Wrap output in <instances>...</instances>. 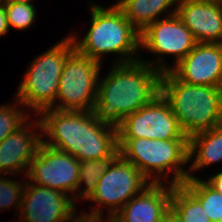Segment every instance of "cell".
Wrapping results in <instances>:
<instances>
[{"label":"cell","instance_id":"1","mask_svg":"<svg viewBox=\"0 0 222 222\" xmlns=\"http://www.w3.org/2000/svg\"><path fill=\"white\" fill-rule=\"evenodd\" d=\"M42 143L78 161L99 160L118 149V129L100 122L92 111L48 108L38 114Z\"/></svg>","mask_w":222,"mask_h":222},{"label":"cell","instance_id":"2","mask_svg":"<svg viewBox=\"0 0 222 222\" xmlns=\"http://www.w3.org/2000/svg\"><path fill=\"white\" fill-rule=\"evenodd\" d=\"M108 70L99 78L93 112L100 122L118 128L126 116L160 94L162 72L141 60L112 63Z\"/></svg>","mask_w":222,"mask_h":222},{"label":"cell","instance_id":"3","mask_svg":"<svg viewBox=\"0 0 222 222\" xmlns=\"http://www.w3.org/2000/svg\"><path fill=\"white\" fill-rule=\"evenodd\" d=\"M88 5L91 24L87 33L82 39L77 33L69 34L75 50L101 64L104 56L110 54L117 55L113 64L139 60L140 32L126 19L122 10L115 3L104 7L92 1Z\"/></svg>","mask_w":222,"mask_h":222},{"label":"cell","instance_id":"4","mask_svg":"<svg viewBox=\"0 0 222 222\" xmlns=\"http://www.w3.org/2000/svg\"><path fill=\"white\" fill-rule=\"evenodd\" d=\"M160 94L169 103L188 139L222 125L221 87L190 85L166 71L161 75Z\"/></svg>","mask_w":222,"mask_h":222},{"label":"cell","instance_id":"5","mask_svg":"<svg viewBox=\"0 0 222 222\" xmlns=\"http://www.w3.org/2000/svg\"><path fill=\"white\" fill-rule=\"evenodd\" d=\"M118 148L151 183L178 185L188 179L189 139L118 138Z\"/></svg>","mask_w":222,"mask_h":222},{"label":"cell","instance_id":"6","mask_svg":"<svg viewBox=\"0 0 222 222\" xmlns=\"http://www.w3.org/2000/svg\"><path fill=\"white\" fill-rule=\"evenodd\" d=\"M74 50L73 40L67 34L30 62L15 92V98L28 111L30 108L38 115L55 104L65 60Z\"/></svg>","mask_w":222,"mask_h":222},{"label":"cell","instance_id":"7","mask_svg":"<svg viewBox=\"0 0 222 222\" xmlns=\"http://www.w3.org/2000/svg\"><path fill=\"white\" fill-rule=\"evenodd\" d=\"M150 184L136 166L119 155L99 178L94 193L88 199L95 204L92 207L94 209L79 214L93 220H110L131 198ZM102 207H108L106 218L103 215L107 212Z\"/></svg>","mask_w":222,"mask_h":222},{"label":"cell","instance_id":"8","mask_svg":"<svg viewBox=\"0 0 222 222\" xmlns=\"http://www.w3.org/2000/svg\"><path fill=\"white\" fill-rule=\"evenodd\" d=\"M99 61L74 50L65 60L59 80L56 110L92 111L95 107L99 77ZM101 74V75H99Z\"/></svg>","mask_w":222,"mask_h":222},{"label":"cell","instance_id":"9","mask_svg":"<svg viewBox=\"0 0 222 222\" xmlns=\"http://www.w3.org/2000/svg\"><path fill=\"white\" fill-rule=\"evenodd\" d=\"M197 44L192 32L184 25L177 14L167 16L150 24L140 33V48L154 54L155 60L139 59L161 72L170 71ZM174 58L173 64H167L168 58ZM158 56V57H157ZM166 60V61H165ZM165 61V62H164Z\"/></svg>","mask_w":222,"mask_h":222},{"label":"cell","instance_id":"10","mask_svg":"<svg viewBox=\"0 0 222 222\" xmlns=\"http://www.w3.org/2000/svg\"><path fill=\"white\" fill-rule=\"evenodd\" d=\"M26 177L30 183L69 195L75 203L79 161L71 154L41 143L31 160Z\"/></svg>","mask_w":222,"mask_h":222},{"label":"cell","instance_id":"11","mask_svg":"<svg viewBox=\"0 0 222 222\" xmlns=\"http://www.w3.org/2000/svg\"><path fill=\"white\" fill-rule=\"evenodd\" d=\"M117 129L118 138L188 139L161 94L151 103L126 116Z\"/></svg>","mask_w":222,"mask_h":222},{"label":"cell","instance_id":"12","mask_svg":"<svg viewBox=\"0 0 222 222\" xmlns=\"http://www.w3.org/2000/svg\"><path fill=\"white\" fill-rule=\"evenodd\" d=\"M76 205L69 195L27 179L17 222H70L79 214Z\"/></svg>","mask_w":222,"mask_h":222},{"label":"cell","instance_id":"13","mask_svg":"<svg viewBox=\"0 0 222 222\" xmlns=\"http://www.w3.org/2000/svg\"><path fill=\"white\" fill-rule=\"evenodd\" d=\"M36 118L33 122L32 117L29 118L0 143V174L9 177L21 172L26 177L31 160L42 143L41 122L38 115Z\"/></svg>","mask_w":222,"mask_h":222},{"label":"cell","instance_id":"14","mask_svg":"<svg viewBox=\"0 0 222 222\" xmlns=\"http://www.w3.org/2000/svg\"><path fill=\"white\" fill-rule=\"evenodd\" d=\"M170 71L190 85L222 88V43H197Z\"/></svg>","mask_w":222,"mask_h":222},{"label":"cell","instance_id":"15","mask_svg":"<svg viewBox=\"0 0 222 222\" xmlns=\"http://www.w3.org/2000/svg\"><path fill=\"white\" fill-rule=\"evenodd\" d=\"M176 14L197 43H222V1L179 0Z\"/></svg>","mask_w":222,"mask_h":222},{"label":"cell","instance_id":"16","mask_svg":"<svg viewBox=\"0 0 222 222\" xmlns=\"http://www.w3.org/2000/svg\"><path fill=\"white\" fill-rule=\"evenodd\" d=\"M173 185L151 183L131 198L109 221L153 222L170 208Z\"/></svg>","mask_w":222,"mask_h":222},{"label":"cell","instance_id":"17","mask_svg":"<svg viewBox=\"0 0 222 222\" xmlns=\"http://www.w3.org/2000/svg\"><path fill=\"white\" fill-rule=\"evenodd\" d=\"M220 162H222V125L189 138L188 179L199 178L194 175L197 171Z\"/></svg>","mask_w":222,"mask_h":222},{"label":"cell","instance_id":"18","mask_svg":"<svg viewBox=\"0 0 222 222\" xmlns=\"http://www.w3.org/2000/svg\"><path fill=\"white\" fill-rule=\"evenodd\" d=\"M178 2L179 0H117L115 4L141 33L154 21L176 14Z\"/></svg>","mask_w":222,"mask_h":222},{"label":"cell","instance_id":"19","mask_svg":"<svg viewBox=\"0 0 222 222\" xmlns=\"http://www.w3.org/2000/svg\"><path fill=\"white\" fill-rule=\"evenodd\" d=\"M118 156L119 148L111 156L103 159L79 161V182L75 193V203H77L76 200H88L91 197L99 178Z\"/></svg>","mask_w":222,"mask_h":222},{"label":"cell","instance_id":"20","mask_svg":"<svg viewBox=\"0 0 222 222\" xmlns=\"http://www.w3.org/2000/svg\"><path fill=\"white\" fill-rule=\"evenodd\" d=\"M170 207L182 222H211L199 200L183 185H173Z\"/></svg>","mask_w":222,"mask_h":222},{"label":"cell","instance_id":"21","mask_svg":"<svg viewBox=\"0 0 222 222\" xmlns=\"http://www.w3.org/2000/svg\"><path fill=\"white\" fill-rule=\"evenodd\" d=\"M183 185L199 200L211 222L222 219V195L203 178L187 179Z\"/></svg>","mask_w":222,"mask_h":222},{"label":"cell","instance_id":"22","mask_svg":"<svg viewBox=\"0 0 222 222\" xmlns=\"http://www.w3.org/2000/svg\"><path fill=\"white\" fill-rule=\"evenodd\" d=\"M12 101L9 105H0V143L31 117L16 98Z\"/></svg>","mask_w":222,"mask_h":222},{"label":"cell","instance_id":"23","mask_svg":"<svg viewBox=\"0 0 222 222\" xmlns=\"http://www.w3.org/2000/svg\"><path fill=\"white\" fill-rule=\"evenodd\" d=\"M7 14L9 29L26 30L31 27L36 19L35 4L2 1Z\"/></svg>","mask_w":222,"mask_h":222},{"label":"cell","instance_id":"24","mask_svg":"<svg viewBox=\"0 0 222 222\" xmlns=\"http://www.w3.org/2000/svg\"><path fill=\"white\" fill-rule=\"evenodd\" d=\"M7 175H0V211L16 208L18 213L21 208L22 195L24 190L25 181H16L12 177L7 178ZM7 208V209H6Z\"/></svg>","mask_w":222,"mask_h":222},{"label":"cell","instance_id":"25","mask_svg":"<svg viewBox=\"0 0 222 222\" xmlns=\"http://www.w3.org/2000/svg\"><path fill=\"white\" fill-rule=\"evenodd\" d=\"M210 187L222 195V171L203 179Z\"/></svg>","mask_w":222,"mask_h":222},{"label":"cell","instance_id":"26","mask_svg":"<svg viewBox=\"0 0 222 222\" xmlns=\"http://www.w3.org/2000/svg\"><path fill=\"white\" fill-rule=\"evenodd\" d=\"M9 32V26L7 23V14L4 7V3H0V37L6 35Z\"/></svg>","mask_w":222,"mask_h":222},{"label":"cell","instance_id":"27","mask_svg":"<svg viewBox=\"0 0 222 222\" xmlns=\"http://www.w3.org/2000/svg\"><path fill=\"white\" fill-rule=\"evenodd\" d=\"M165 222H182L180 216L170 207L165 212Z\"/></svg>","mask_w":222,"mask_h":222},{"label":"cell","instance_id":"28","mask_svg":"<svg viewBox=\"0 0 222 222\" xmlns=\"http://www.w3.org/2000/svg\"><path fill=\"white\" fill-rule=\"evenodd\" d=\"M96 220H93L91 218H88L86 216H83L81 214H78L72 221L70 222H95Z\"/></svg>","mask_w":222,"mask_h":222},{"label":"cell","instance_id":"29","mask_svg":"<svg viewBox=\"0 0 222 222\" xmlns=\"http://www.w3.org/2000/svg\"><path fill=\"white\" fill-rule=\"evenodd\" d=\"M3 1H9V2H17V3H31L34 4L33 0H3Z\"/></svg>","mask_w":222,"mask_h":222},{"label":"cell","instance_id":"30","mask_svg":"<svg viewBox=\"0 0 222 222\" xmlns=\"http://www.w3.org/2000/svg\"><path fill=\"white\" fill-rule=\"evenodd\" d=\"M153 222H165V214L161 218H159Z\"/></svg>","mask_w":222,"mask_h":222},{"label":"cell","instance_id":"31","mask_svg":"<svg viewBox=\"0 0 222 222\" xmlns=\"http://www.w3.org/2000/svg\"><path fill=\"white\" fill-rule=\"evenodd\" d=\"M95 222H110L109 220H96Z\"/></svg>","mask_w":222,"mask_h":222}]
</instances>
